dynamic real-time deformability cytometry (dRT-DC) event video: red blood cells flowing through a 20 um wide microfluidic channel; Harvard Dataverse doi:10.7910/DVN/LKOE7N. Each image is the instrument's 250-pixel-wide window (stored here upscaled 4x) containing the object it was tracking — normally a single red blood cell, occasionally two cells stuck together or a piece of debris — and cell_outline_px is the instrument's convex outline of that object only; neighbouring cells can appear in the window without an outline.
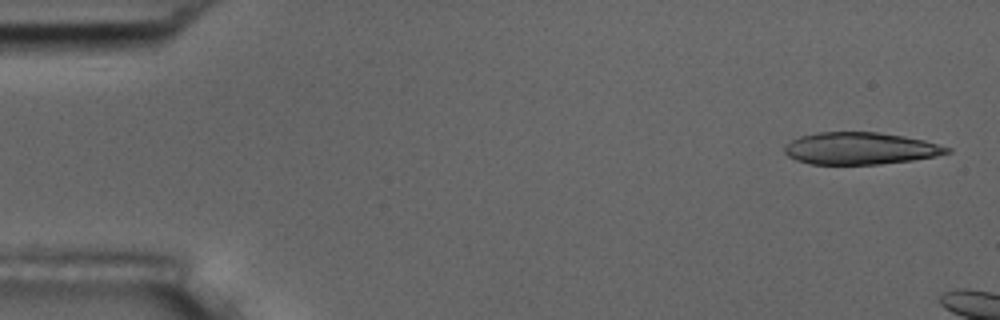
{"species": "common noctule bat (a hibernating species)", "species_latin": "Nyctalus noctula", "temperature_condition": "room temperature", "stored_images_in_passage": 3, "camera_frame_rate_fps": 3000, "um_per_image_px": 0.085, "animal": {"sex": "male", "body_mass_g": 17.5, "forearm_length_mm": 52.3}, "frame": {"image": 1, "passage_image": 1, "time_ms": 0.0, "image_size_px": [1000, 320], "cell_outline_px": [[952, 152], [936, 156], [912, 160], [880, 164], [812, 164], [796, 160], [788, 156], [784, 152], [784, 144], [800, 136], [816, 132], [876, 132], [904, 136], [924, 140], [952, 148]], "centroid_in_image_um": [73.12, 12.61], "position_along_channel_um": 11.9, "area_um2": 30.46}}